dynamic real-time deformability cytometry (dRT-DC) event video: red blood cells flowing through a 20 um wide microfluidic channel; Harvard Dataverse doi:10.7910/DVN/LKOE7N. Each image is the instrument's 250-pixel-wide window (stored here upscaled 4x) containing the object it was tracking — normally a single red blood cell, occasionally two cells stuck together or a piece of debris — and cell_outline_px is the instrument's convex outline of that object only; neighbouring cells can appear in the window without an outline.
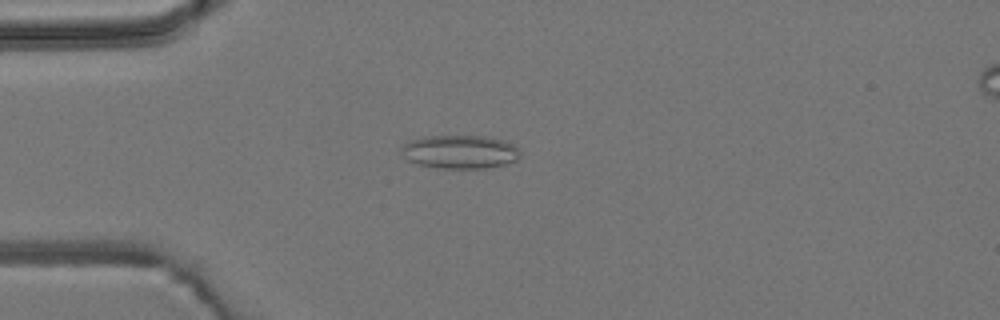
{"species": "common noctule bat (a hibernating species)", "species_latin": "Nyctalus noctula", "temperature_condition": "room temperature", "stored_images_in_passage": 53, "camera_frame_rate_fps": 3000, "um_per_image_px": 0.085, "animal": {"sex": "male", "body_mass_g": 19.2, "forearm_length_mm": 51.8}, "frame": {"image": 1, "passage_image": 14, "time_ms": 4.333, "image_size_px": [1000, 320], "cell_outline_px": [[520, 156], [516, 160], [504, 164], [484, 168], [436, 168], [420, 164], [408, 160], [400, 152], [400, 148], [404, 144], [412, 140], [424, 136], [484, 136], [504, 140], [520, 148]], "centroid_in_image_um": [39.1, 12.9], "position_along_channel_um": 45.9, "area_um2": 23.18}}
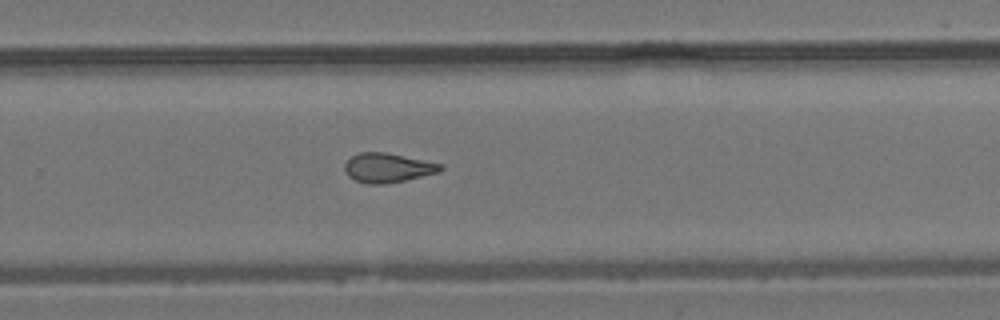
{"frame": {"image": 2, "passage_image": 35, "time_ms": 11.333, "image_size_px": [1000, 320], "cell_outline_px": [[444, 168], [440, 172], [404, 180], [384, 184], [368, 184], [356, 180], [348, 176], [344, 172], [344, 164], [352, 156], [360, 152], [384, 152], [444, 164]], "centroid_in_image_um": [32.96, 14.26], "position_along_channel_um": 296.8, "area_um2": 16.36}}
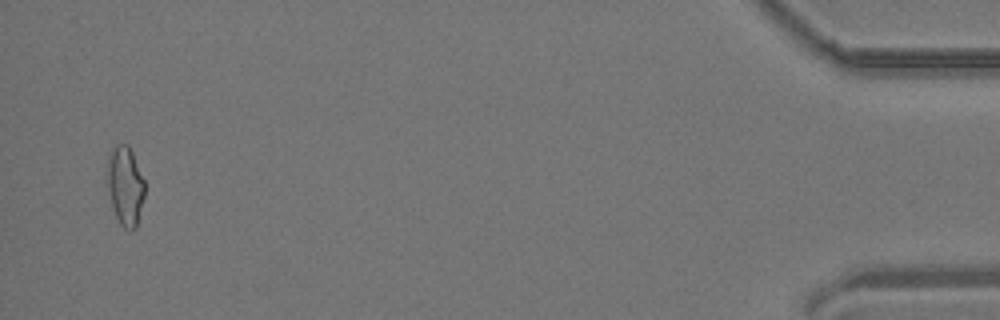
{"frame": {"image": 3, "passage_image": 52, "time_ms": 17.0, "image_size_px": [1000, 320], "cell_outline_px": [[144, 196], [136, 228], [128, 232], [120, 224], [112, 208], [108, 188], [108, 156], [112, 148], [116, 144], [128, 144], [132, 152], [144, 180]], "centroid_in_image_um": [10.65, 15.81], "position_along_channel_um": 424.6, "area_um2": 17.17}, "authors_computed_cell_mechanics": {"area_um2": 16.8198, "velocity_mm_per_s": 3.8252, "shape_relaxation_time_tau1_ms": null, "shape_relaxation_time_tau2_ms": 2.6563, "deformation_change_tau1": null, "deformation_change_tau2": 0.1087}}